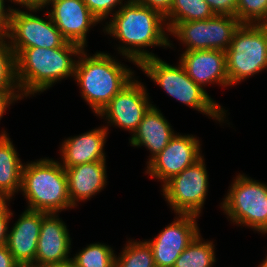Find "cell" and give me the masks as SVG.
I'll return each instance as SVG.
<instances>
[{"label": "cell", "mask_w": 267, "mask_h": 267, "mask_svg": "<svg viewBox=\"0 0 267 267\" xmlns=\"http://www.w3.org/2000/svg\"><path fill=\"white\" fill-rule=\"evenodd\" d=\"M118 8L109 22L105 23L103 32L121 41L118 52L129 62L138 66L145 59L157 57L144 48L173 46L168 39L165 18L159 12L136 0H126Z\"/></svg>", "instance_id": "obj_1"}, {"label": "cell", "mask_w": 267, "mask_h": 267, "mask_svg": "<svg viewBox=\"0 0 267 267\" xmlns=\"http://www.w3.org/2000/svg\"><path fill=\"white\" fill-rule=\"evenodd\" d=\"M258 267H267V255H266L265 259L262 262H260Z\"/></svg>", "instance_id": "obj_37"}, {"label": "cell", "mask_w": 267, "mask_h": 267, "mask_svg": "<svg viewBox=\"0 0 267 267\" xmlns=\"http://www.w3.org/2000/svg\"><path fill=\"white\" fill-rule=\"evenodd\" d=\"M42 211L25 209L8 231L7 247L20 266L35 267Z\"/></svg>", "instance_id": "obj_17"}, {"label": "cell", "mask_w": 267, "mask_h": 267, "mask_svg": "<svg viewBox=\"0 0 267 267\" xmlns=\"http://www.w3.org/2000/svg\"><path fill=\"white\" fill-rule=\"evenodd\" d=\"M214 241L199 233L175 261L173 267H213L216 262Z\"/></svg>", "instance_id": "obj_23"}, {"label": "cell", "mask_w": 267, "mask_h": 267, "mask_svg": "<svg viewBox=\"0 0 267 267\" xmlns=\"http://www.w3.org/2000/svg\"><path fill=\"white\" fill-rule=\"evenodd\" d=\"M108 131V127L100 126L65 139L60 146V164L63 167H74L95 161H106L104 146Z\"/></svg>", "instance_id": "obj_18"}, {"label": "cell", "mask_w": 267, "mask_h": 267, "mask_svg": "<svg viewBox=\"0 0 267 267\" xmlns=\"http://www.w3.org/2000/svg\"><path fill=\"white\" fill-rule=\"evenodd\" d=\"M40 10L42 11V9L30 8L22 11L16 7L13 8L5 36L12 49L57 48L67 42L48 12L44 14L47 16L45 19L34 15Z\"/></svg>", "instance_id": "obj_10"}, {"label": "cell", "mask_w": 267, "mask_h": 267, "mask_svg": "<svg viewBox=\"0 0 267 267\" xmlns=\"http://www.w3.org/2000/svg\"><path fill=\"white\" fill-rule=\"evenodd\" d=\"M179 62L187 75L203 90L205 85L228 87L226 52L223 50L183 51Z\"/></svg>", "instance_id": "obj_16"}, {"label": "cell", "mask_w": 267, "mask_h": 267, "mask_svg": "<svg viewBox=\"0 0 267 267\" xmlns=\"http://www.w3.org/2000/svg\"><path fill=\"white\" fill-rule=\"evenodd\" d=\"M45 267H77V266L72 259H69L63 262L49 264L46 265Z\"/></svg>", "instance_id": "obj_36"}, {"label": "cell", "mask_w": 267, "mask_h": 267, "mask_svg": "<svg viewBox=\"0 0 267 267\" xmlns=\"http://www.w3.org/2000/svg\"><path fill=\"white\" fill-rule=\"evenodd\" d=\"M127 242L119 256H115V267H155L153 251L146 240Z\"/></svg>", "instance_id": "obj_24"}, {"label": "cell", "mask_w": 267, "mask_h": 267, "mask_svg": "<svg viewBox=\"0 0 267 267\" xmlns=\"http://www.w3.org/2000/svg\"><path fill=\"white\" fill-rule=\"evenodd\" d=\"M112 247L104 243H92L82 248L71 258L77 267H115Z\"/></svg>", "instance_id": "obj_25"}, {"label": "cell", "mask_w": 267, "mask_h": 267, "mask_svg": "<svg viewBox=\"0 0 267 267\" xmlns=\"http://www.w3.org/2000/svg\"><path fill=\"white\" fill-rule=\"evenodd\" d=\"M89 11L100 21V23L109 17L113 16L115 7L122 6L125 0H83Z\"/></svg>", "instance_id": "obj_28"}, {"label": "cell", "mask_w": 267, "mask_h": 267, "mask_svg": "<svg viewBox=\"0 0 267 267\" xmlns=\"http://www.w3.org/2000/svg\"><path fill=\"white\" fill-rule=\"evenodd\" d=\"M240 25L236 16L215 15L207 20L179 22L169 31V36L184 44L185 51H226Z\"/></svg>", "instance_id": "obj_9"}, {"label": "cell", "mask_w": 267, "mask_h": 267, "mask_svg": "<svg viewBox=\"0 0 267 267\" xmlns=\"http://www.w3.org/2000/svg\"><path fill=\"white\" fill-rule=\"evenodd\" d=\"M135 78L98 115L109 124L105 125L106 128L114 125L133 135L144 115L153 106L146 86Z\"/></svg>", "instance_id": "obj_11"}, {"label": "cell", "mask_w": 267, "mask_h": 267, "mask_svg": "<svg viewBox=\"0 0 267 267\" xmlns=\"http://www.w3.org/2000/svg\"><path fill=\"white\" fill-rule=\"evenodd\" d=\"M177 134L162 112L153 105L129 138L133 147H145L150 152L147 164L156 157Z\"/></svg>", "instance_id": "obj_19"}, {"label": "cell", "mask_w": 267, "mask_h": 267, "mask_svg": "<svg viewBox=\"0 0 267 267\" xmlns=\"http://www.w3.org/2000/svg\"><path fill=\"white\" fill-rule=\"evenodd\" d=\"M20 99H23L20 92H0V120L7 108Z\"/></svg>", "instance_id": "obj_32"}, {"label": "cell", "mask_w": 267, "mask_h": 267, "mask_svg": "<svg viewBox=\"0 0 267 267\" xmlns=\"http://www.w3.org/2000/svg\"><path fill=\"white\" fill-rule=\"evenodd\" d=\"M0 92H20L16 78L15 53L5 37H0Z\"/></svg>", "instance_id": "obj_26"}, {"label": "cell", "mask_w": 267, "mask_h": 267, "mask_svg": "<svg viewBox=\"0 0 267 267\" xmlns=\"http://www.w3.org/2000/svg\"><path fill=\"white\" fill-rule=\"evenodd\" d=\"M82 50L80 45L69 41L57 48L13 49L16 78L23 99L43 93L63 79L74 77L75 57Z\"/></svg>", "instance_id": "obj_2"}, {"label": "cell", "mask_w": 267, "mask_h": 267, "mask_svg": "<svg viewBox=\"0 0 267 267\" xmlns=\"http://www.w3.org/2000/svg\"><path fill=\"white\" fill-rule=\"evenodd\" d=\"M225 52L230 87L267 70V25L241 24Z\"/></svg>", "instance_id": "obj_7"}, {"label": "cell", "mask_w": 267, "mask_h": 267, "mask_svg": "<svg viewBox=\"0 0 267 267\" xmlns=\"http://www.w3.org/2000/svg\"><path fill=\"white\" fill-rule=\"evenodd\" d=\"M215 15L235 16L238 0H205Z\"/></svg>", "instance_id": "obj_30"}, {"label": "cell", "mask_w": 267, "mask_h": 267, "mask_svg": "<svg viewBox=\"0 0 267 267\" xmlns=\"http://www.w3.org/2000/svg\"><path fill=\"white\" fill-rule=\"evenodd\" d=\"M199 137L192 134H175L167 146L145 168L146 174L162 182L181 173L202 156Z\"/></svg>", "instance_id": "obj_12"}, {"label": "cell", "mask_w": 267, "mask_h": 267, "mask_svg": "<svg viewBox=\"0 0 267 267\" xmlns=\"http://www.w3.org/2000/svg\"><path fill=\"white\" fill-rule=\"evenodd\" d=\"M197 218L191 214H176L173 222L147 241L153 251L155 267L174 266L177 258L200 233Z\"/></svg>", "instance_id": "obj_13"}, {"label": "cell", "mask_w": 267, "mask_h": 267, "mask_svg": "<svg viewBox=\"0 0 267 267\" xmlns=\"http://www.w3.org/2000/svg\"><path fill=\"white\" fill-rule=\"evenodd\" d=\"M22 163L9 134L0 133V198L11 201L14 194L21 190Z\"/></svg>", "instance_id": "obj_21"}, {"label": "cell", "mask_w": 267, "mask_h": 267, "mask_svg": "<svg viewBox=\"0 0 267 267\" xmlns=\"http://www.w3.org/2000/svg\"><path fill=\"white\" fill-rule=\"evenodd\" d=\"M202 155L162 186L163 196L175 214L199 217L206 201L209 175Z\"/></svg>", "instance_id": "obj_8"}, {"label": "cell", "mask_w": 267, "mask_h": 267, "mask_svg": "<svg viewBox=\"0 0 267 267\" xmlns=\"http://www.w3.org/2000/svg\"><path fill=\"white\" fill-rule=\"evenodd\" d=\"M235 16L241 24L267 25V0H238Z\"/></svg>", "instance_id": "obj_27"}, {"label": "cell", "mask_w": 267, "mask_h": 267, "mask_svg": "<svg viewBox=\"0 0 267 267\" xmlns=\"http://www.w3.org/2000/svg\"><path fill=\"white\" fill-rule=\"evenodd\" d=\"M137 67L144 72L150 80H153L168 95L197 110L204 115L214 118L219 123H225L227 117L225 110L219 103L211 98L206 90H203L186 73L179 62L178 65H170L157 57L143 60Z\"/></svg>", "instance_id": "obj_5"}, {"label": "cell", "mask_w": 267, "mask_h": 267, "mask_svg": "<svg viewBox=\"0 0 267 267\" xmlns=\"http://www.w3.org/2000/svg\"><path fill=\"white\" fill-rule=\"evenodd\" d=\"M50 4L52 9L48 10ZM46 8L67 41L76 43L83 49L88 46L87 33L100 21L89 11L83 0H48Z\"/></svg>", "instance_id": "obj_14"}, {"label": "cell", "mask_w": 267, "mask_h": 267, "mask_svg": "<svg viewBox=\"0 0 267 267\" xmlns=\"http://www.w3.org/2000/svg\"><path fill=\"white\" fill-rule=\"evenodd\" d=\"M5 1L0 0V37H5L8 31L9 20L13 10V6L5 8Z\"/></svg>", "instance_id": "obj_33"}, {"label": "cell", "mask_w": 267, "mask_h": 267, "mask_svg": "<svg viewBox=\"0 0 267 267\" xmlns=\"http://www.w3.org/2000/svg\"><path fill=\"white\" fill-rule=\"evenodd\" d=\"M20 192L28 210L60 213L75 208L69 198L65 168L52 158L24 163Z\"/></svg>", "instance_id": "obj_4"}, {"label": "cell", "mask_w": 267, "mask_h": 267, "mask_svg": "<svg viewBox=\"0 0 267 267\" xmlns=\"http://www.w3.org/2000/svg\"><path fill=\"white\" fill-rule=\"evenodd\" d=\"M143 6L149 7L157 12H159L163 17H165L171 10L174 0H136Z\"/></svg>", "instance_id": "obj_31"}, {"label": "cell", "mask_w": 267, "mask_h": 267, "mask_svg": "<svg viewBox=\"0 0 267 267\" xmlns=\"http://www.w3.org/2000/svg\"><path fill=\"white\" fill-rule=\"evenodd\" d=\"M6 244L0 246V267H19Z\"/></svg>", "instance_id": "obj_34"}, {"label": "cell", "mask_w": 267, "mask_h": 267, "mask_svg": "<svg viewBox=\"0 0 267 267\" xmlns=\"http://www.w3.org/2000/svg\"><path fill=\"white\" fill-rule=\"evenodd\" d=\"M214 16L205 0H174L170 12L164 18L169 32L179 22L207 20Z\"/></svg>", "instance_id": "obj_22"}, {"label": "cell", "mask_w": 267, "mask_h": 267, "mask_svg": "<svg viewBox=\"0 0 267 267\" xmlns=\"http://www.w3.org/2000/svg\"><path fill=\"white\" fill-rule=\"evenodd\" d=\"M71 204L76 207L100 193L107 185L106 161H95L74 167H64Z\"/></svg>", "instance_id": "obj_20"}, {"label": "cell", "mask_w": 267, "mask_h": 267, "mask_svg": "<svg viewBox=\"0 0 267 267\" xmlns=\"http://www.w3.org/2000/svg\"><path fill=\"white\" fill-rule=\"evenodd\" d=\"M9 201H3L0 204V246L7 243L10 220L13 216L12 210L8 208Z\"/></svg>", "instance_id": "obj_29"}, {"label": "cell", "mask_w": 267, "mask_h": 267, "mask_svg": "<svg viewBox=\"0 0 267 267\" xmlns=\"http://www.w3.org/2000/svg\"><path fill=\"white\" fill-rule=\"evenodd\" d=\"M58 215L59 213L42 212L35 267H45L71 259L69 255L72 240L66 223Z\"/></svg>", "instance_id": "obj_15"}, {"label": "cell", "mask_w": 267, "mask_h": 267, "mask_svg": "<svg viewBox=\"0 0 267 267\" xmlns=\"http://www.w3.org/2000/svg\"><path fill=\"white\" fill-rule=\"evenodd\" d=\"M77 58L73 78L81 88L83 100L98 116L111 99L134 79V71L101 51L91 56L83 49Z\"/></svg>", "instance_id": "obj_3"}, {"label": "cell", "mask_w": 267, "mask_h": 267, "mask_svg": "<svg viewBox=\"0 0 267 267\" xmlns=\"http://www.w3.org/2000/svg\"><path fill=\"white\" fill-rule=\"evenodd\" d=\"M221 202L227 219L258 233H267V184L239 173Z\"/></svg>", "instance_id": "obj_6"}, {"label": "cell", "mask_w": 267, "mask_h": 267, "mask_svg": "<svg viewBox=\"0 0 267 267\" xmlns=\"http://www.w3.org/2000/svg\"><path fill=\"white\" fill-rule=\"evenodd\" d=\"M17 4L19 6L24 7L25 9H44L46 7L47 1L48 0H8Z\"/></svg>", "instance_id": "obj_35"}]
</instances>
